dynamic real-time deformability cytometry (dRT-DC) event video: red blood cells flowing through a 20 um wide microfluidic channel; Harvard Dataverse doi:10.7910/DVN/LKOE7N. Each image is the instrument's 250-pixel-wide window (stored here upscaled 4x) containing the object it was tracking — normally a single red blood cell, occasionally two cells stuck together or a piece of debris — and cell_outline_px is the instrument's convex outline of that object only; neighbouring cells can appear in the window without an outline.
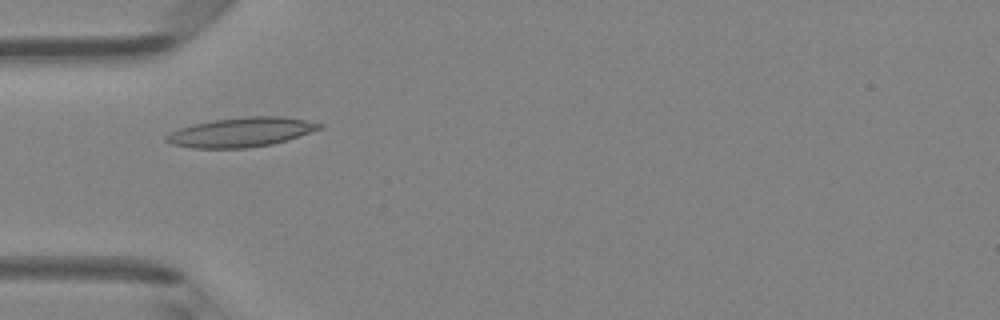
{"species": "Egyptian fruit bat (a non-hibernating species)", "species_latin": "Rousettus aegyptiacus", "temperature_condition": "room temperature", "stored_images_in_passage": 5, "camera_frame_rate_fps": 3000, "um_per_image_px": 0.085, "animal": {"sex": "female"}, "frame": {"image": 1, "passage_image": 4, "time_ms": 1.0, "image_size_px": [1000, 320], "cell_outline_px": [[324, 128], [272, 144], [248, 148], [192, 148], [172, 144], [164, 140], [164, 136], [180, 128], [192, 124], [212, 120], [248, 116], [284, 116], [324, 124]], "centroid_in_image_um": [20.5, 11.23], "position_along_channel_um": 64.5, "area_um2": 26.24}}
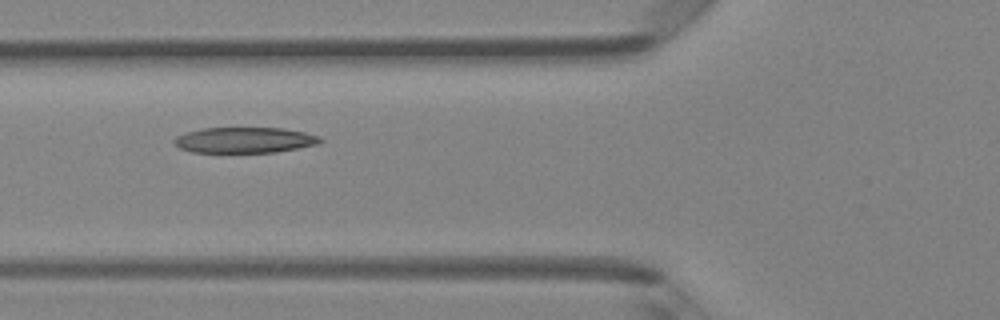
{"frame": {"image": 2, "passage_image": 5, "time_ms": 1.333, "image_size_px": [1000, 320], "cell_outline_px": [[324, 140], [316, 144], [276, 152], [192, 152], [180, 148], [172, 144], [172, 140], [176, 136], [188, 132], [204, 128], [280, 128], [304, 132], [320, 136]], "centroid_in_image_um": [20.76, 11.9], "position_along_channel_um": 105.0, "area_um2": 21.73}}